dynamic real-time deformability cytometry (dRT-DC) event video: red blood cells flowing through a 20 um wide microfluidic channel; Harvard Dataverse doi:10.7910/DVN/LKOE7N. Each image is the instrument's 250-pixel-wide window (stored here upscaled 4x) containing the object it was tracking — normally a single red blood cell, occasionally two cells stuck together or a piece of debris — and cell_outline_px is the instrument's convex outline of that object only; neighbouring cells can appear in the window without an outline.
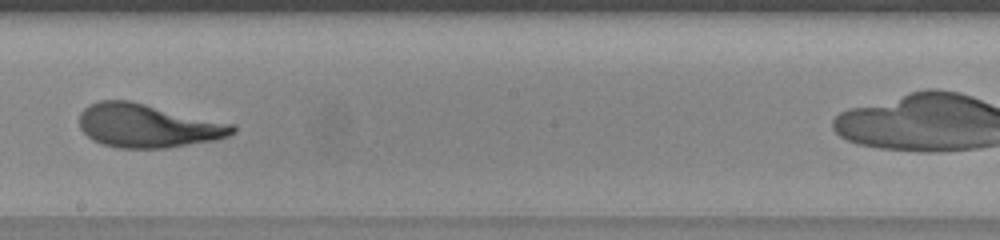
{"species": "human", "species_latin": "Homo sapiens", "temperature_condition": "warm", "stored_images_in_passage": 32, "camera_frame_rate_fps": 3000, "um_per_image_px": 0.085, "donor": {"sex": "female"}, "frame": {"image": 1, "passage_image": 14, "time_ms": 4.333, "image_size_px": [1000, 240], "cell_outline_px": [[236, 132], [228, 136], [216, 140], [164, 148], [120, 148], [100, 144], [92, 140], [80, 128], [80, 112], [88, 104], [100, 100], [128, 100], [236, 124]], "centroid_in_image_um": [12.56, 10.69], "position_along_channel_um": 235.6, "area_um2": 39.07}}